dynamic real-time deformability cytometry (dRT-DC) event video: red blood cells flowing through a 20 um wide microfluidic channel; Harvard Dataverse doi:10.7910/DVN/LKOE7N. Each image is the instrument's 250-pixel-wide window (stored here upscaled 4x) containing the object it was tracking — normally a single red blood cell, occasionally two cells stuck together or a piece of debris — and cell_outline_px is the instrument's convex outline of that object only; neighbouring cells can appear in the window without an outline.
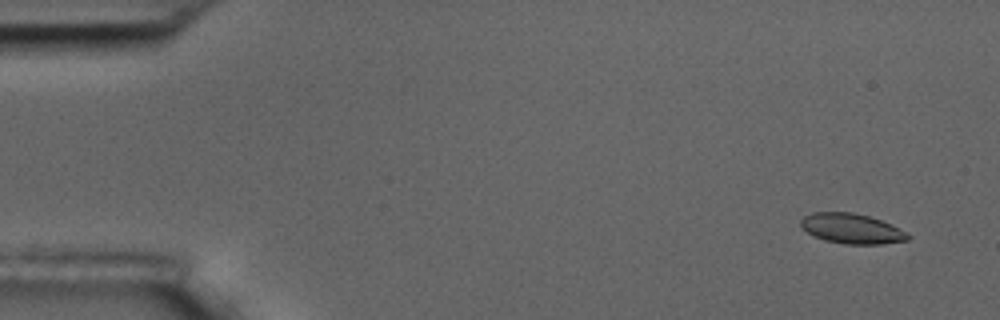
{"species": "common noctule bat (a hibernating species)", "species_latin": "Nyctalus noctula", "temperature_condition": "room temperature", "stored_images_in_passage": 55, "camera_frame_rate_fps": 3000, "um_per_image_px": 0.085, "animal": {"sex": "male", "body_mass_g": 17.5, "forearm_length_mm": 52.3}, "frame": {"image": 1, "passage_image": 2, "time_ms": 0.333, "image_size_px": [1000, 320], "cell_outline_px": [[912, 236], [908, 240], [880, 244], [844, 244], [824, 240], [812, 236], [800, 224], [800, 220], [804, 216], [812, 212], [852, 212], [868, 216], [892, 224]], "centroid_in_image_um": [72.39, 19.43], "position_along_channel_um": 12.6, "area_um2": 18.79}}
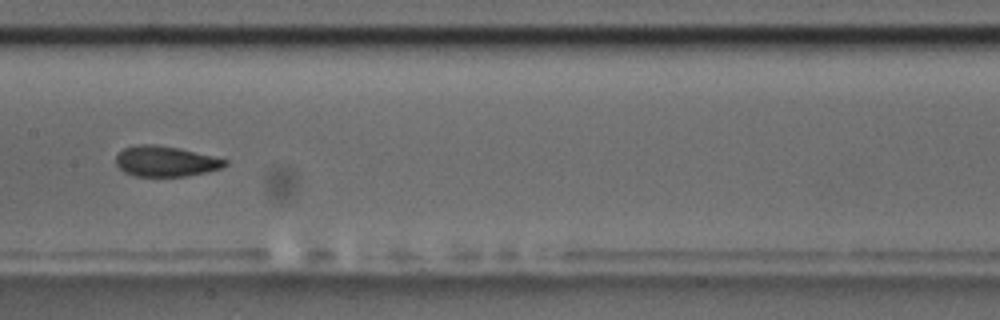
{"frame": {"image": 2, "passage_image": 27, "time_ms": 8.667, "image_size_px": [1000, 320], "cell_outline_px": [[228, 164], [220, 168], [204, 172], [184, 176], [136, 176], [124, 172], [116, 164], [116, 156], [124, 148], [140, 144], [156, 144], [180, 148], [228, 160]], "centroid_in_image_um": [14.06, 13.7], "position_along_channel_um": 193.3, "area_um2": 19.19}}
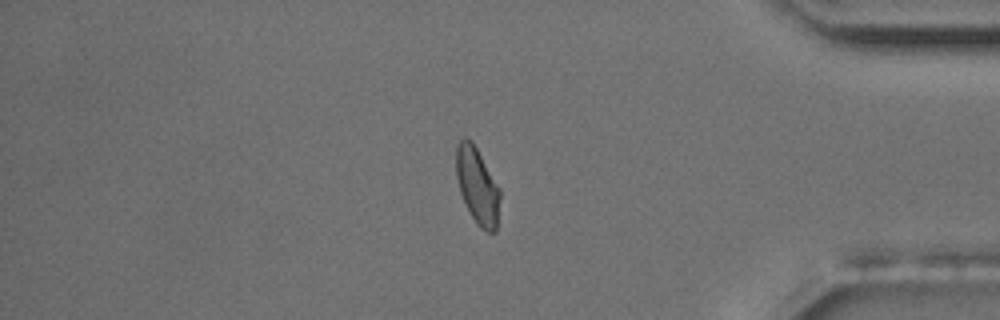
{"frame": {"image": 3, "passage_image": 46, "time_ms": 15.0, "image_size_px": [1000, 320], "cell_outline_px": [[500, 196], [496, 232], [488, 232], [480, 228], [476, 224], [460, 192], [456, 176], [456, 144], [464, 136], [472, 140], [500, 188]], "centroid_in_image_um": [40.57, 15.77], "position_along_channel_um": 394.6, "area_um2": 19.54}, "authors_computed_cell_mechanics": {"area_um2": 19.4208, "velocity_mm_per_s": 3.6136, "shape_relaxation_time_tau1_ms": 6.7871, "shape_relaxation_time_tau2_ms": 1.304, "deformation_change_tau1": 0.1347, "deformation_change_tau2": 0.0607}}